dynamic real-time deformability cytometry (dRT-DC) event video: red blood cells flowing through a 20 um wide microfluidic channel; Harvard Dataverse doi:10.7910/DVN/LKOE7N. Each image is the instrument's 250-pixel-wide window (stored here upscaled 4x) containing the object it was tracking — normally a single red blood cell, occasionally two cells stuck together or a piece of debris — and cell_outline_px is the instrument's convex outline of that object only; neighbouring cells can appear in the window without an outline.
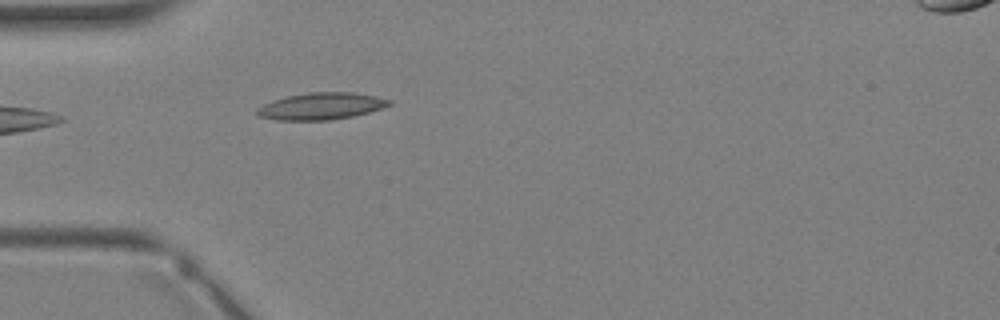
{"species": "Egyptian fruit bat (a non-hibernating species)", "species_latin": "Rousettus aegyptiacus", "temperature_condition": "warm", "stored_images_in_passage": 5, "camera_frame_rate_fps": 3000, "um_per_image_px": 0.085, "animal": {"sex": "female"}, "frame": {"image": 1, "passage_image": 4, "time_ms": 3.667, "image_size_px": [1000, 320], "cell_outline_px": [[392, 104], [356, 116], [328, 120], [276, 120], [256, 116], [256, 108], [272, 100], [288, 96], [308, 92], [352, 92], [376, 96], [392, 100]], "centroid_in_image_um": [27.28, 9.02], "position_along_channel_um": 57.7, "area_um2": 20.81}}